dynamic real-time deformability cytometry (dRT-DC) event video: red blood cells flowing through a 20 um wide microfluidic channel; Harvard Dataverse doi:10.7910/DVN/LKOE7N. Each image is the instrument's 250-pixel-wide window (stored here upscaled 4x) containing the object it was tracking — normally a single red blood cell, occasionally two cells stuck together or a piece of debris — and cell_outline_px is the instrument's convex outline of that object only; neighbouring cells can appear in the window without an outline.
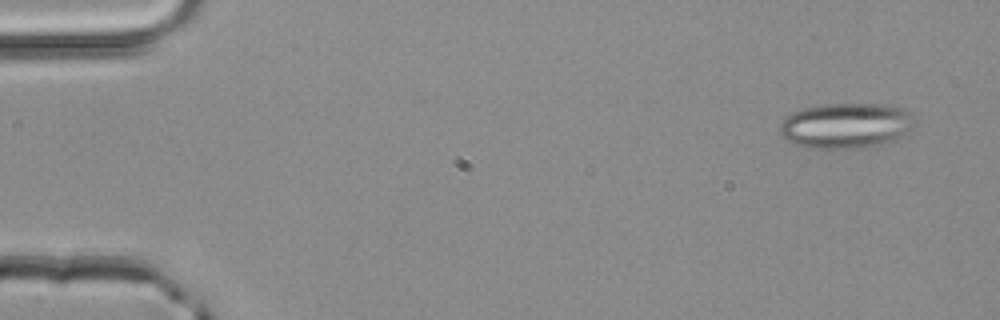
{"species": "common noctule bat (a hibernating species)", "species_latin": "Nyctalus noctula", "temperature_condition": "room temperature", "stored_images_in_passage": 4, "camera_frame_rate_fps": 3000, "um_per_image_px": 0.085, "animal": {"sex": "male", "body_mass_g": 20.4}, "frame": {"image": 1, "passage_image": 1, "time_ms": 0.0, "image_size_px": [1000, 320], "cell_outline_px": [[916, 124], [912, 128], [892, 140], [884, 144], [868, 148], [804, 148], [792, 144], [780, 132], [780, 124], [784, 116], [792, 112], [804, 108], [824, 104], [884, 104], [908, 108], [912, 112], [916, 120]], "centroid_in_image_um": [71.94, 10.67], "position_along_channel_um": 13.1, "area_um2": 36.24}}
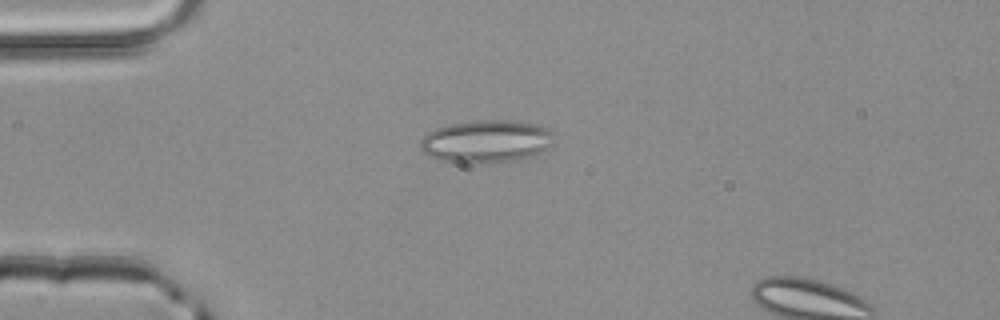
{"frame": {"image": 2, "passage_image": 3, "time_ms": 0.667, "image_size_px": [1000, 320], "cell_outline_px": [[556, 136], [552, 144], [540, 152], [532, 156], [512, 160], [436, 160], [424, 152], [420, 148], [420, 140], [428, 132], [436, 128], [452, 124], [476, 120], [504, 120], [536, 124], [548, 128]], "centroid_in_image_um": [41.36, 11.96], "position_along_channel_um": 43.6, "area_um2": 32.19}}